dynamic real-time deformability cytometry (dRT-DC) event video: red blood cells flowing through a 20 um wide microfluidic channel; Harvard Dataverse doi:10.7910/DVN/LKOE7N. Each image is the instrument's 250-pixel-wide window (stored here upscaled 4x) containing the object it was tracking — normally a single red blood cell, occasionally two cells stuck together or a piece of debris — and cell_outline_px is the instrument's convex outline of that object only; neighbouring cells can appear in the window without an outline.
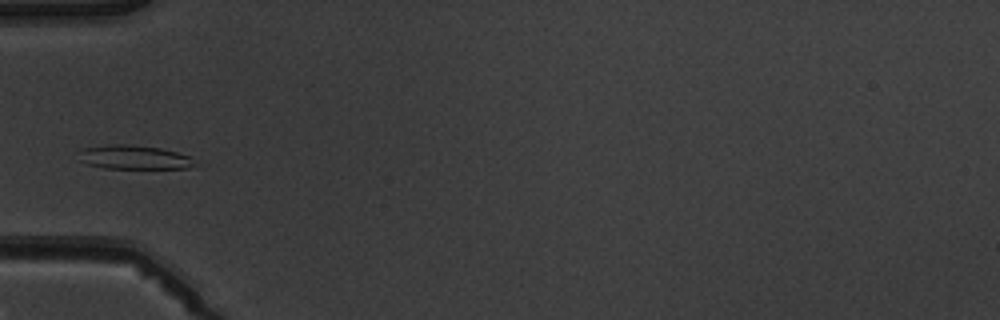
{"species": "common noctule bat (a hibernating species)", "species_latin": "Nyctalus noctula", "temperature_condition": "warm", "stored_images_in_passage": 5, "camera_frame_rate_fps": 3000, "um_per_image_px": 0.085, "animal": {"sex": "male", "body_mass_g": 19.5, "forearm_length_mm": 54.6}, "frame": {"image": 1, "passage_image": 4, "time_ms": 3.667, "image_size_px": [1000, 320], "cell_outline_px": [[196, 164], [188, 168], [104, 168], [88, 164], [80, 160], [80, 152], [84, 148], [108, 144], [128, 144], [160, 148], [176, 152], [188, 156]], "centroid_in_image_um": [11.37, 13.36], "position_along_channel_um": 73.6, "area_um2": 15.95}}